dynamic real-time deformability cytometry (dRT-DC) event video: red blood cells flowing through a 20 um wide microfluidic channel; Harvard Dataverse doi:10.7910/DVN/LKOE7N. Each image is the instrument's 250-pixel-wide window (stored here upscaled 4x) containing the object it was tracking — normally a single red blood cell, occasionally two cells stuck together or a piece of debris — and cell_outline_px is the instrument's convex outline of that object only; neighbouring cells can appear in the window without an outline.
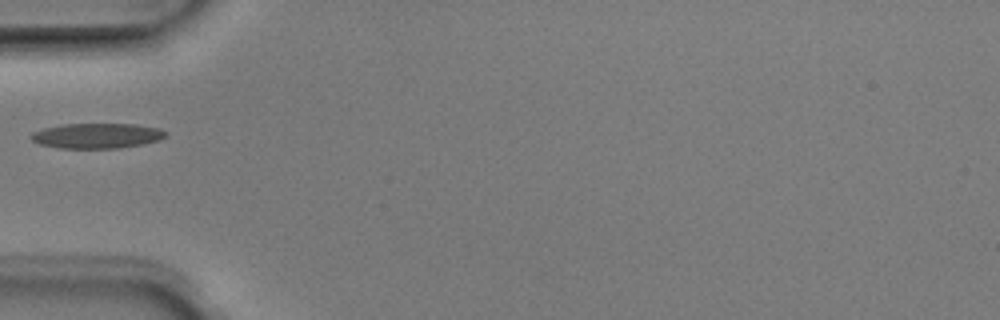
{"species": "Egyptian fruit bat (a non-hibernating species)", "species_latin": "Rousettus aegyptiacus", "temperature_condition": "room temperature", "stored_images_in_passage": 4, "camera_frame_rate_fps": 3000, "um_per_image_px": 0.085, "animal": {"sex": "male"}, "frame": {"image": 1, "passage_image": 4, "time_ms": 1.0, "image_size_px": [1000, 320], "cell_outline_px": [[168, 136], [160, 140], [120, 148], [60, 148], [40, 144], [32, 140], [28, 136], [32, 132], [44, 128], [64, 124], [136, 124], [160, 128], [168, 132]], "centroid_in_image_um": [8.26, 11.53], "position_along_channel_um": 76.7, "area_um2": 19.83}}